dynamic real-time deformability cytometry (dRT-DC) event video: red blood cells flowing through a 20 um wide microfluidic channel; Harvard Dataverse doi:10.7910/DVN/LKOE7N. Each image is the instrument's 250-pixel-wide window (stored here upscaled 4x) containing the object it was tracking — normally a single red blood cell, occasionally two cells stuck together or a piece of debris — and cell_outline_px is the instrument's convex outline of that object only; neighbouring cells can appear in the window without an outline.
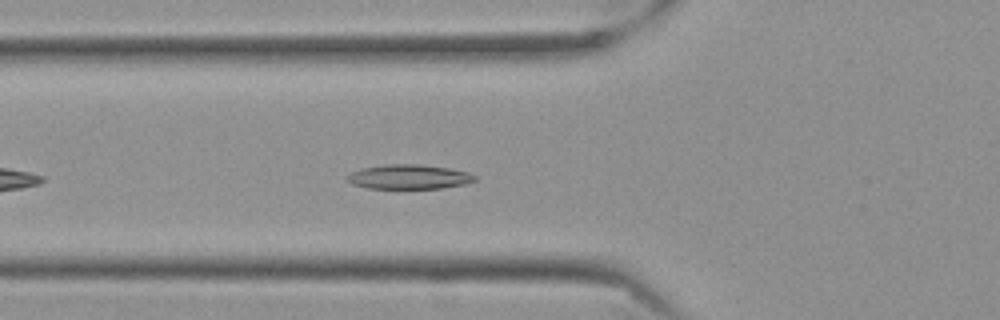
{"species": "Egyptian fruit bat (a non-hibernating species)", "species_latin": "Rousettus aegyptiacus", "temperature_condition": "cold", "stored_images_in_passage": 42, "camera_frame_rate_fps": 3000, "um_per_image_px": 0.085, "frame": {"image": 1, "passage_image": 5, "time_ms": 1.333, "image_size_px": [1000, 320], "cell_outline_px": [[476, 180], [464, 184], [440, 188], [368, 188], [352, 184], [344, 180], [352, 172], [360, 168], [384, 164], [420, 164], [448, 168], [468, 172], [476, 176]], "centroid_in_image_um": [34.72, 15.02], "position_along_channel_um": 91.1, "area_um2": 18.21}}
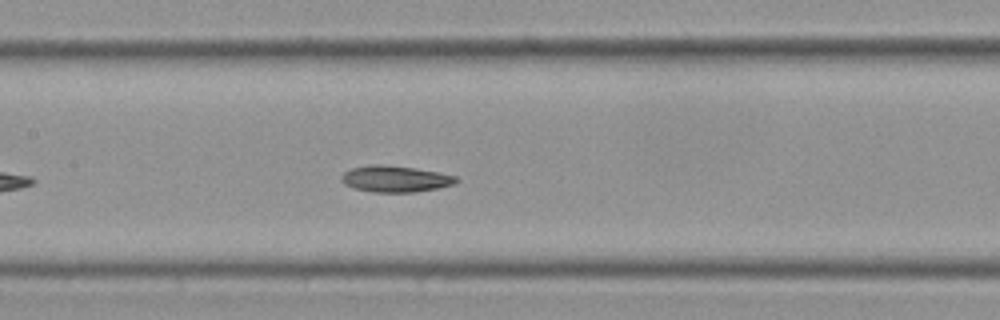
{"frame": {"image": 2, "passage_image": 12, "time_ms": 3.667, "image_size_px": [1000, 320], "cell_outline_px": [[460, 180], [456, 184], [416, 192], [376, 192], [352, 188], [344, 184], [340, 180], [340, 176], [344, 172], [352, 168], [372, 164], [380, 164], [412, 168], [440, 172], [456, 176]], "centroid_in_image_um": [33.6, 15.21], "position_along_channel_um": 173.8, "area_um2": 17.69}}
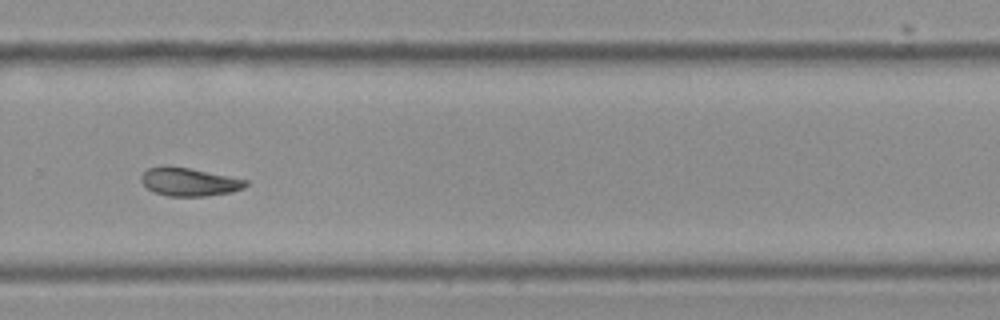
{"frame": {"image": 3, "passage_image": 24, "time_ms": 7.667, "image_size_px": [1000, 320], "cell_outline_px": [[248, 184], [244, 188], [232, 192], [208, 196], [168, 196], [156, 192], [148, 188], [140, 180], [140, 176], [148, 168], [188, 168], [248, 180]], "centroid_in_image_um": [16.13, 15.49], "position_along_channel_um": 313.7, "area_um2": 16.65}, "authors_computed_cell_mechanics": {"area_um2": 17.7735, "velocity_mm_per_s": 3.5147, "shape_relaxation_time_tau1_ms": 6.2306, "shape_relaxation_time_tau2_ms": null, "deformation_change_tau1": 0.1299, "deformation_change_tau2": null}}